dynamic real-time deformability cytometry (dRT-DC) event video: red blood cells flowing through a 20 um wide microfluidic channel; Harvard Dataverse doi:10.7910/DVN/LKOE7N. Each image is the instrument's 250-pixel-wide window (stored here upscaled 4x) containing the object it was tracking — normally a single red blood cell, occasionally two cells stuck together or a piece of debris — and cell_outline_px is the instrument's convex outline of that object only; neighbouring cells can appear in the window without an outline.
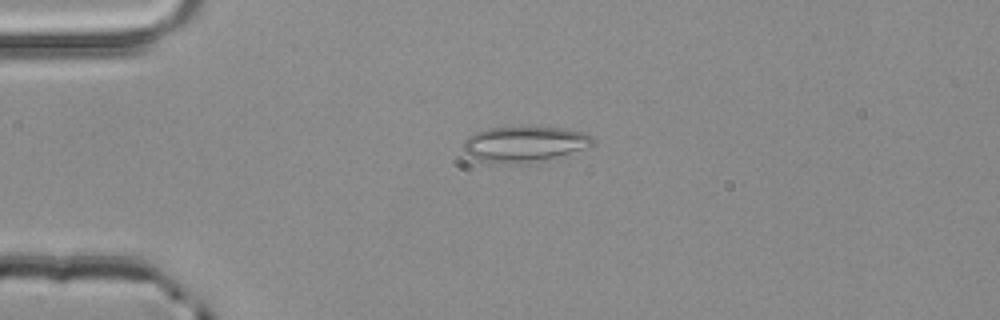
{"species": "common noctule bat (a hibernating species)", "species_latin": "Nyctalus noctula", "temperature_condition": "room temperature", "stored_images_in_passage": 3, "camera_frame_rate_fps": 3000, "um_per_image_px": 0.085, "animal": {"sex": "male", "body_mass_g": 20.4}, "frame": {"image": 1, "passage_image": 2, "time_ms": 0.333, "image_size_px": [1000, 320], "cell_outline_px": [[596, 144], [556, 156], [512, 164], [484, 160], [472, 156], [464, 152], [464, 140], [468, 136], [476, 132], [488, 128], [564, 128], [588, 132], [596, 140]], "centroid_in_image_um": [44.61, 12.21], "position_along_channel_um": 40.4, "area_um2": 25.89}}